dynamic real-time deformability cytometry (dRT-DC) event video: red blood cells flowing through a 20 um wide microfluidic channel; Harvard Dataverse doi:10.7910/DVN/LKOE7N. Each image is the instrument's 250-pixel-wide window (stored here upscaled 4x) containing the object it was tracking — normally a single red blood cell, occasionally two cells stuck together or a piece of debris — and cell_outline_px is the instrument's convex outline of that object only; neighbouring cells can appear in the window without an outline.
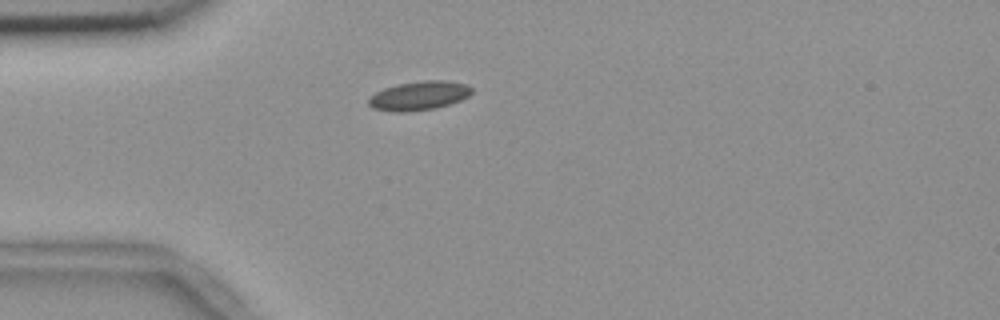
{"species": "common noctule bat (a hibernating species)", "species_latin": "Nyctalus noctula", "temperature_condition": "room temperature", "stored_images_in_passage": 1, "camera_frame_rate_fps": 3000, "um_per_image_px": 0.085, "animal": {"sex": "female", "body_mass_g": 18.4}, "frame": {"image": 1, "passage_image": 1, "time_ms": 0.0, "image_size_px": [1000, 320], "cell_outline_px": [[472, 92], [468, 96], [460, 100], [436, 108], [408, 112], [392, 112], [372, 108], [368, 104], [368, 96], [384, 88], [396, 84], [424, 80], [444, 80], [468, 84], [472, 88]], "centroid_in_image_um": [35.58, 8.13], "position_along_channel_um": 49.4, "area_um2": 17.63}}